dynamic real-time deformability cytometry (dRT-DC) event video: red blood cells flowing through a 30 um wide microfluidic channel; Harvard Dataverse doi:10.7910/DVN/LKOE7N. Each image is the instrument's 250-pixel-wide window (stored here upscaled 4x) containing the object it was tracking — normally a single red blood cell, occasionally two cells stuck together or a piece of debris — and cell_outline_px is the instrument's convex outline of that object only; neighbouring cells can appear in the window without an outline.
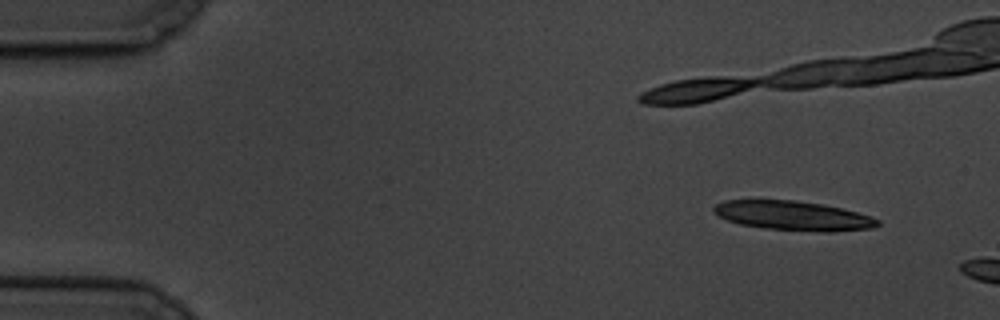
{"species": "common noctule bat (a hibernating species)", "species_latin": "Nyctalus noctula", "temperature_condition": "cold", "stored_images_in_passage": 2, "camera_frame_rate_fps": 3000, "um_per_image_px": 0.085, "animal": {"sex": "male", "body_mass_g": 19.5, "forearm_length_mm": 54.6}, "frame": {"image": 1, "passage_image": 1, "time_ms": 0.0, "image_size_px": [1000, 320], "cell_outline_px": [[880, 224], [872, 228], [832, 232], [824, 232], [764, 228], [740, 224], [728, 220], [712, 212], [712, 208], [716, 204], [724, 200], [796, 200], [824, 204], [872, 216], [880, 220]], "centroid_in_image_um": [67.43, 18.33], "position_along_channel_um": 17.6, "area_um2": 28.09}}